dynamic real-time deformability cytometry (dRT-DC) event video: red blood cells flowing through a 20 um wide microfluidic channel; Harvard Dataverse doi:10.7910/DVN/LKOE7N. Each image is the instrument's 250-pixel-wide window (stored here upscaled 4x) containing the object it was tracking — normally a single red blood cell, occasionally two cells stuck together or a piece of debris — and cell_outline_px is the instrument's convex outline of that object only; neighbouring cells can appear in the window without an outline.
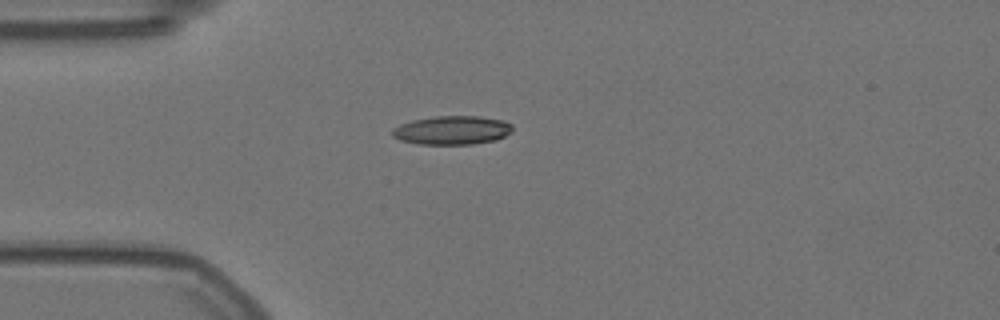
{"species": "Egyptian fruit bat (a non-hibernating species)", "species_latin": "Rousettus aegyptiacus", "temperature_condition": "warm", "stored_images_in_passage": 33, "camera_frame_rate_fps": 3000, "um_per_image_px": 0.085, "animal": {"sex": "female"}, "frame": {"image": 1, "passage_image": 1, "time_ms": 0.0, "image_size_px": [1000, 320], "cell_outline_px": [[512, 132], [496, 140], [472, 144], [420, 144], [400, 140], [392, 136], [392, 128], [400, 124], [412, 120], [436, 116], [480, 116], [504, 120], [512, 124]], "centroid_in_image_um": [38.44, 11.06], "position_along_channel_um": 46.6, "area_um2": 20.23}}
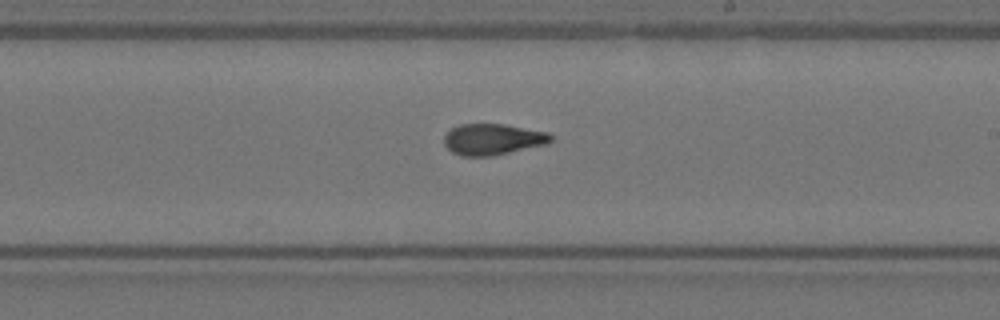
{"frame": {"image": 2, "passage_image": 19, "time_ms": 6.0, "image_size_px": [1000, 320], "cell_outline_px": [[552, 140], [548, 144], [488, 156], [460, 156], [452, 152], [444, 144], [444, 136], [452, 128], [460, 124], [504, 124], [548, 132], [552, 136]], "centroid_in_image_um": [41.88, 11.83], "position_along_channel_um": 247.1, "area_um2": 19.25}}
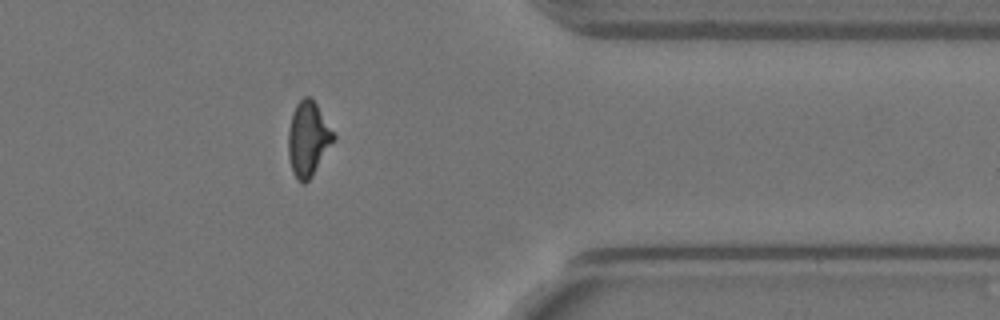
{"frame": {"image": 3, "passage_image": 32, "time_ms": 10.333, "image_size_px": [1000, 320], "cell_outline_px": [[336, 136], [312, 176], [304, 184], [300, 184], [296, 180], [292, 172], [288, 156], [288, 128], [292, 112], [296, 104], [304, 96], [308, 96], [316, 104]], "centroid_in_image_um": [26.15, 11.83], "position_along_channel_um": 385.3, "area_um2": 19.59}}